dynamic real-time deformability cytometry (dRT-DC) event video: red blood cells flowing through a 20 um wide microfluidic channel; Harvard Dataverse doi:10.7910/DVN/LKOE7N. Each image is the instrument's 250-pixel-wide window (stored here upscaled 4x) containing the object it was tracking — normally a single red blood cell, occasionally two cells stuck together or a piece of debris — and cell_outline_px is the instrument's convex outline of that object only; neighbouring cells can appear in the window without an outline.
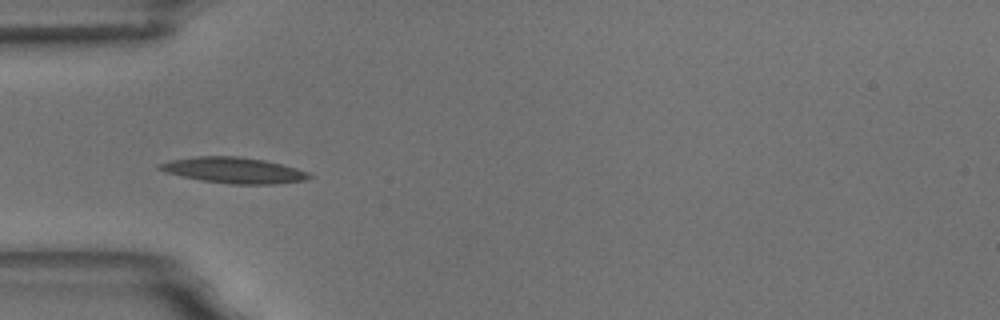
{"species": "common noctule bat (a hibernating species)", "species_latin": "Nyctalus noctula", "temperature_condition": "room temperature", "stored_images_in_passage": 5, "camera_frame_rate_fps": 3000, "um_per_image_px": 0.085, "animal": {"sex": "male", "body_mass_g": 18.8}, "frame": {"image": 1, "passage_image": 4, "time_ms": 4.333, "image_size_px": [1000, 320], "cell_outline_px": [[312, 176], [304, 180], [276, 184], [232, 184], [204, 180], [164, 172], [156, 168], [156, 164], [168, 160], [196, 156], [240, 156], [264, 160], [296, 168], [308, 172]], "centroid_in_image_um": [19.82, 14.46], "position_along_channel_um": 65.2, "area_um2": 22.43}}
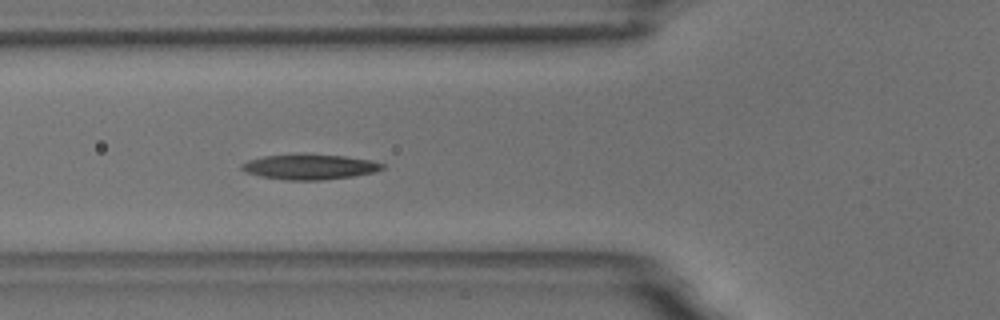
{"frame": {"image": 2, "passage_image": 5, "time_ms": 5.333, "image_size_px": [1000, 320], "cell_outline_px": [[384, 168], [372, 172], [352, 176], [320, 180], [288, 180], [260, 176], [244, 172], [240, 168], [240, 164], [248, 160], [264, 156], [344, 156], [372, 160], [384, 164]], "centroid_in_image_um": [26.29, 14.21], "position_along_channel_um": 99.5, "area_um2": 19.88}}